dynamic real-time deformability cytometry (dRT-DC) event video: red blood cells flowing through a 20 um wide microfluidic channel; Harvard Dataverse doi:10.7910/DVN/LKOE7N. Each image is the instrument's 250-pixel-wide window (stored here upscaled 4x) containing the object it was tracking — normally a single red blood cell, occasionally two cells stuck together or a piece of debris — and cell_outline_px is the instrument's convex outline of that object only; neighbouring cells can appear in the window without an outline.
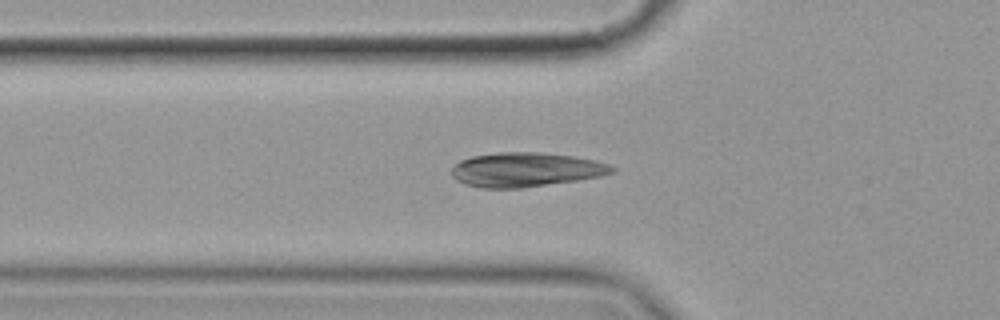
{"species": "common noctule bat (a hibernating species)", "species_latin": "Nyctalus noctula", "temperature_condition": "cold", "stored_images_in_passage": 33, "camera_frame_rate_fps": 3000, "um_per_image_px": 0.085, "animal": {"sex": "female", "body_mass_g": 19.9}, "frame": {"image": 1, "passage_image": 2, "time_ms": 0.333, "image_size_px": [1000, 320], "cell_outline_px": [[616, 172], [600, 176], [576, 180], [520, 188], [484, 188], [464, 184], [456, 180], [452, 176], [452, 168], [460, 160], [472, 156], [500, 152], [540, 152], [572, 156], [596, 160], [608, 164], [616, 168]], "centroid_in_image_um": [44.69, 14.42], "position_along_channel_um": 81.1, "area_um2": 31.96}}
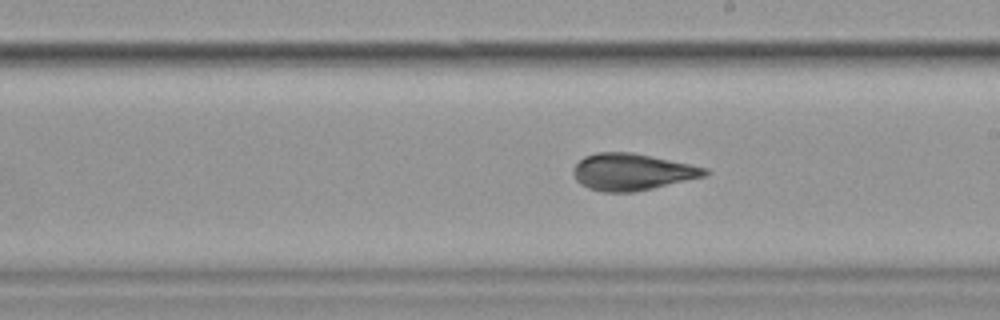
{"frame": {"image": 2, "passage_image": 15, "time_ms": 4.667, "image_size_px": [1000, 320], "cell_outline_px": [[708, 172], [704, 176], [636, 192], [604, 192], [588, 188], [580, 184], [576, 180], [572, 172], [572, 168], [584, 156], [596, 152], [632, 152], [708, 168]], "centroid_in_image_um": [53.67, 14.61], "position_along_channel_um": 235.3, "area_um2": 28.09}}
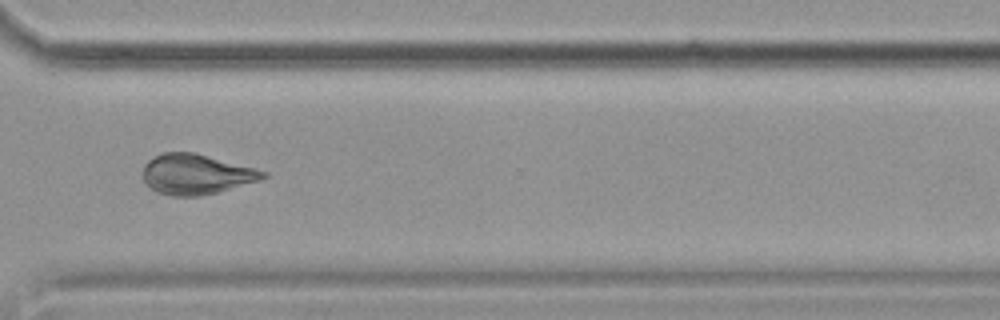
{"frame": {"image": 3, "passage_image": 25, "time_ms": 8.0, "image_size_px": [1000, 320], "cell_outline_px": [[268, 176], [260, 180], [216, 192], [200, 196], [172, 196], [156, 192], [144, 184], [140, 176], [140, 172], [144, 164], [152, 156], [164, 152], [196, 152], [256, 168], [268, 172]], "centroid_in_image_um": [16.61, 14.8], "position_along_channel_um": 354.0, "area_um2": 28.73}, "authors_computed_cell_mechanics": {"area_um2": 28.0908, "velocity_mm_per_s": 3.5513, "shape_relaxation_time_tau1_ms": null, "shape_relaxation_time_tau2_ms": 0.8971, "deformation_change_tau1": null, "deformation_change_tau2": 0.0343}}